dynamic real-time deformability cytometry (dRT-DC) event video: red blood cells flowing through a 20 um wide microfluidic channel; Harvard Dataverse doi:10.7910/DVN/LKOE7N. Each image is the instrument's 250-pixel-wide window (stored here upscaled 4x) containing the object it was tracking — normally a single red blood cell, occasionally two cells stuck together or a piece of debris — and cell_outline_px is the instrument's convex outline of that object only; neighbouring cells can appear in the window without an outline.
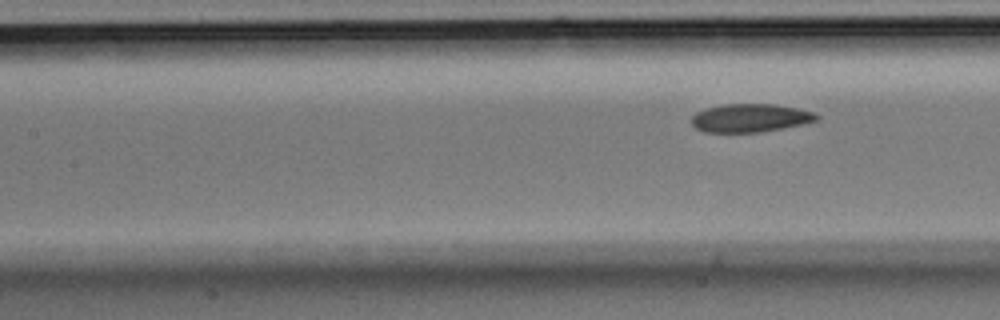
{"species": "Egyptian fruit bat (a non-hibernating species)", "species_latin": "Rousettus aegyptiacus", "temperature_condition": "room temperature", "stored_images_in_passage": 5, "segment_of_instrument_passage": [2, 2], "camera_frame_rate_fps": 3000, "um_per_image_px": 0.085, "animal": {"sex": "male"}, "frame": {"image": 1, "passage_image": 5, "time_ms": 1.333, "image_size_px": [1000, 320], "cell_outline_px": [[820, 116], [816, 120], [804, 124], [760, 132], [704, 132], [696, 128], [692, 124], [692, 116], [696, 112], [704, 108], [724, 104], [772, 104], [796, 108], [812, 112]], "centroid_in_image_um": [63.74, 10.03], "position_along_channel_um": 143.7, "area_um2": 20.52}}